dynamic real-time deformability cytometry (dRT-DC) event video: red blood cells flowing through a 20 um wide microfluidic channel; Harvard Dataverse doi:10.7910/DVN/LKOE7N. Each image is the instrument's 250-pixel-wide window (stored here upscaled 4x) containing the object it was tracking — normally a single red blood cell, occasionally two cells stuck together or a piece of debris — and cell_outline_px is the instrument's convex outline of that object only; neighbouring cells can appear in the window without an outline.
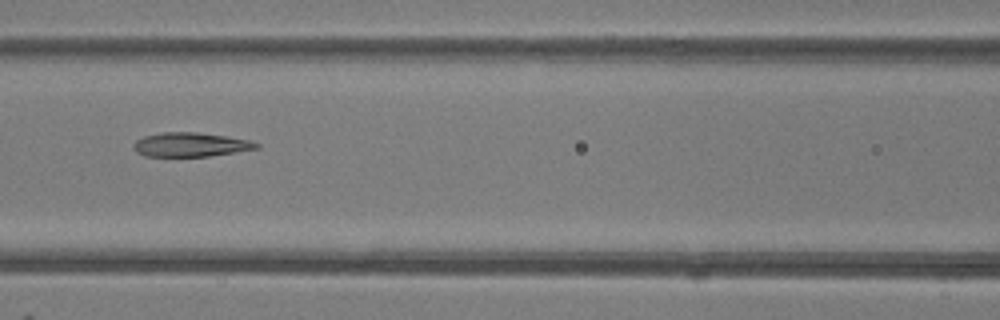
{"species": "common noctule bat (a hibernating species)", "species_latin": "Nyctalus noctula", "temperature_condition": "room temperature", "stored_images_in_passage": 6, "camera_frame_rate_fps": 3000, "um_per_image_px": 0.085, "animal": {"sex": "female"}, "frame": {"image": 1, "passage_image": 6, "time_ms": 6.333, "image_size_px": [1000, 320], "cell_outline_px": [[260, 148], [236, 152], [208, 156], [144, 156], [136, 152], [132, 148], [132, 144], [136, 140], [144, 136], [160, 132], [196, 132], [224, 136], [248, 140], [260, 144]], "centroid_in_image_um": [16.15, 12.29], "position_along_channel_um": 150.4, "area_um2": 17.28}}